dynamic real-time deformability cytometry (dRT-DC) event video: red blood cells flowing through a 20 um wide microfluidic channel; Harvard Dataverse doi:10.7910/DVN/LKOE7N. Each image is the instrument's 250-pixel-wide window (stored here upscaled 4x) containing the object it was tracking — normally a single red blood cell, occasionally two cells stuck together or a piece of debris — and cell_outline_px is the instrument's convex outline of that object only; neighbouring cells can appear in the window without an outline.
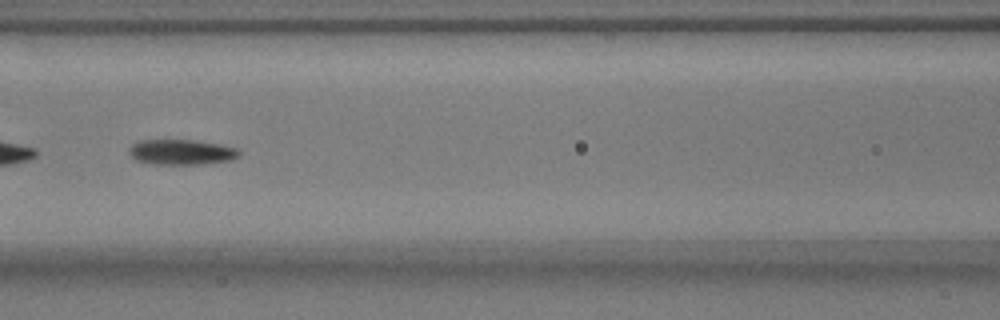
{"species": "common noctule bat (a hibernating species)", "species_latin": "Nyctalus noctula", "temperature_condition": "warm", "stored_images_in_passage": 50, "segment_of_instrument_passage": [2, 2], "camera_frame_rate_fps": 3000, "um_per_image_px": 0.085, "animal": {"sex": "male", "body_mass_g": 17.9}, "frame": {"image": 1, "passage_image": 20, "time_ms": 6.333, "image_size_px": [1000, 320], "cell_outline_px": [[240, 156], [232, 160], [200, 164], [152, 164], [136, 160], [128, 152], [128, 148], [132, 144], [140, 140], [192, 140], [220, 144], [236, 148], [240, 152]], "centroid_in_image_um": [15.41, 12.93], "position_along_channel_um": 151.2, "area_um2": 16.24}}
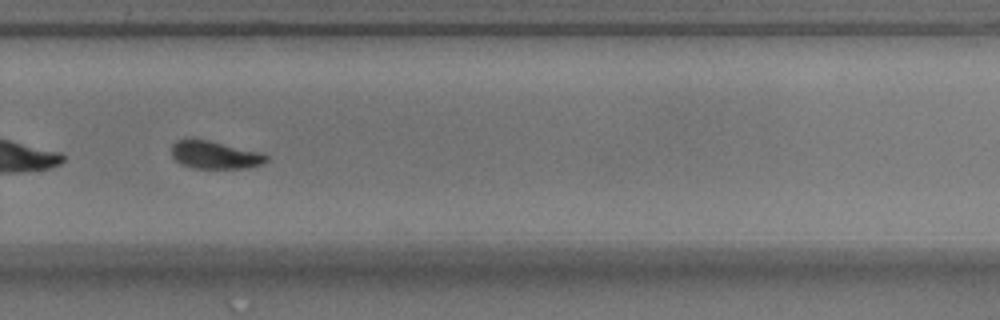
{"frame": {"image": 2, "passage_image": 33, "time_ms": 10.667, "image_size_px": [1000, 320], "cell_outline_px": [[268, 160], [264, 164], [248, 168], [188, 168], [180, 164], [172, 156], [172, 144], [176, 140], [208, 140], [264, 152], [268, 156]], "centroid_in_image_um": [18.32, 13.18], "position_along_channel_um": 311.5, "area_um2": 15.55}}
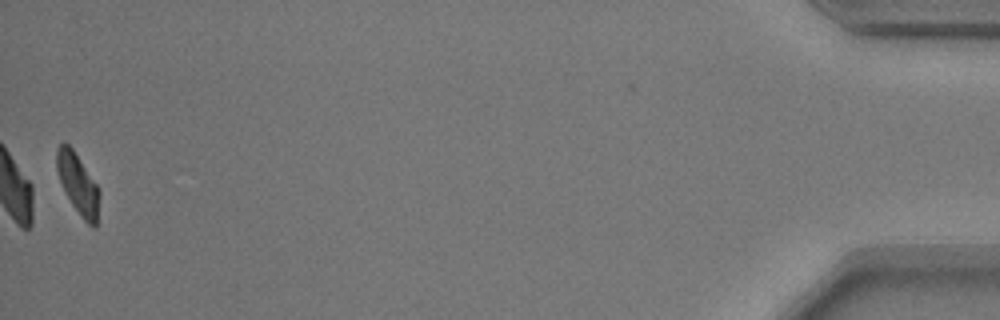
{"frame": {"image": 3, "passage_image": 50, "time_ms": 16.333, "image_size_px": [1000, 320], "cell_outline_px": [[100, 192], [96, 228], [92, 228], [84, 220], [72, 204], [60, 180], [56, 168], [56, 148], [60, 144], [68, 144], [72, 148], [100, 188]], "centroid_in_image_um": [6.65, 15.64], "position_along_channel_um": 428.6, "area_um2": 14.91}}